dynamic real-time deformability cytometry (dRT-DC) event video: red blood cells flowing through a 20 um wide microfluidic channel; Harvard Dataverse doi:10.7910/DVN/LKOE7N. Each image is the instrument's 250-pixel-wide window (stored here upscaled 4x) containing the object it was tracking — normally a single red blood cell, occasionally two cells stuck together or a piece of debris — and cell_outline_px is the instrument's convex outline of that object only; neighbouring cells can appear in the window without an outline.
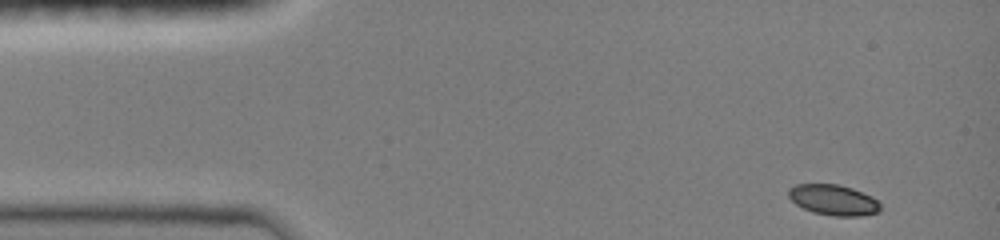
{"species": "common noctule bat (a hibernating species)", "species_latin": "Nyctalus noctula", "temperature_condition": "room temperature", "stored_images_in_passage": 15, "camera_frame_rate_fps": 3000, "um_per_image_px": 0.085, "animal": {"sex": "female", "body_mass_g": 19.0, "forearm_length_mm": 51.5}, "frame": {"image": 1, "passage_image": 1, "time_ms": 0.0, "image_size_px": [1000, 240], "cell_outline_px": [[880, 212], [860, 216], [832, 216], [812, 212], [796, 204], [788, 196], [788, 188], [796, 184], [836, 184], [852, 188], [872, 196], [880, 204]], "centroid_in_image_um": [70.84, 17.0], "position_along_channel_um": 14.2, "area_um2": 16.42}}
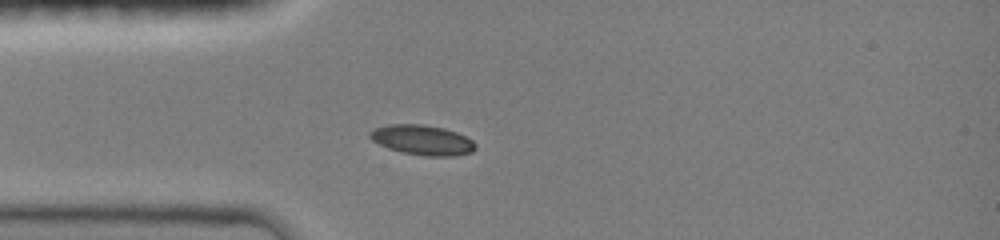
{"frame": {"image": 2, "passage_image": 11, "time_ms": 3.0, "image_size_px": [1000, 240], "cell_outline_px": [[476, 148], [472, 152], [456, 156], [424, 156], [400, 152], [388, 148], [372, 140], [368, 136], [368, 132], [376, 128], [388, 124], [424, 124], [444, 128], [456, 132], [472, 140], [476, 144]], "centroid_in_image_um": [35.9, 11.9], "position_along_channel_um": 49.1, "area_um2": 18.55}}
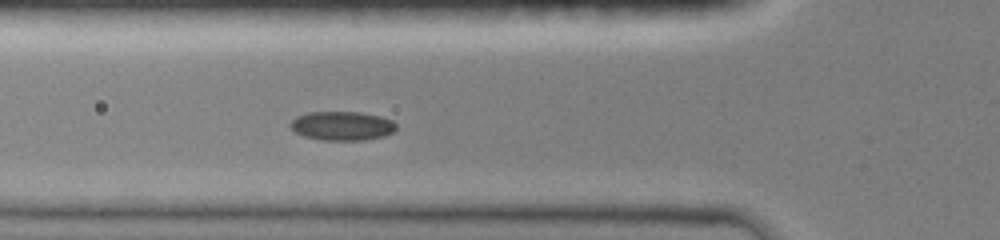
{"frame": {"image": 3, "passage_image": 15, "time_ms": 4.333, "image_size_px": [1000, 240], "cell_outline_px": [[396, 128], [392, 132], [384, 136], [364, 140], [320, 140], [304, 136], [296, 132], [288, 124], [296, 116], [308, 112], [360, 112], [380, 116], [392, 120], [396, 124]], "centroid_in_image_um": [29.07, 10.69], "position_along_channel_um": 96.7, "area_um2": 17.92}}